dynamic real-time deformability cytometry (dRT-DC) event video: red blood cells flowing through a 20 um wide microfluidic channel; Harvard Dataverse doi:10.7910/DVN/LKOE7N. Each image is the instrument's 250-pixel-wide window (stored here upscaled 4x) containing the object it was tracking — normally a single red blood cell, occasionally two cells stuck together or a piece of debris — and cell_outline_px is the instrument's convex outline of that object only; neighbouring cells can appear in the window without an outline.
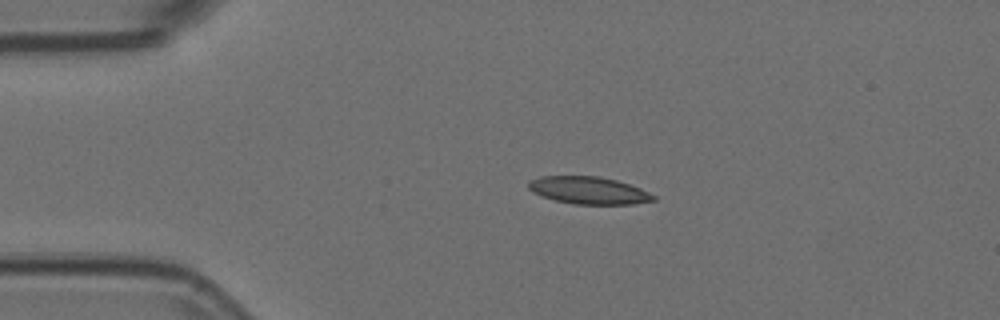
{"species": "Egyptian fruit bat (a non-hibernating species)", "species_latin": "Rousettus aegyptiacus", "temperature_condition": "room temperature", "stored_images_in_passage": 2, "camera_frame_rate_fps": 3000, "um_per_image_px": 0.085, "animal": {"sex": "female"}, "frame": {"image": 1, "passage_image": 1, "time_ms": 0.0, "image_size_px": [1000, 320], "cell_outline_px": [[656, 200], [632, 204], [572, 204], [556, 200], [532, 192], [528, 188], [528, 180], [540, 176], [600, 176], [616, 180], [640, 188], [656, 196]], "centroid_in_image_um": [50.02, 16.17], "position_along_channel_um": 35.0, "area_um2": 19.88}}